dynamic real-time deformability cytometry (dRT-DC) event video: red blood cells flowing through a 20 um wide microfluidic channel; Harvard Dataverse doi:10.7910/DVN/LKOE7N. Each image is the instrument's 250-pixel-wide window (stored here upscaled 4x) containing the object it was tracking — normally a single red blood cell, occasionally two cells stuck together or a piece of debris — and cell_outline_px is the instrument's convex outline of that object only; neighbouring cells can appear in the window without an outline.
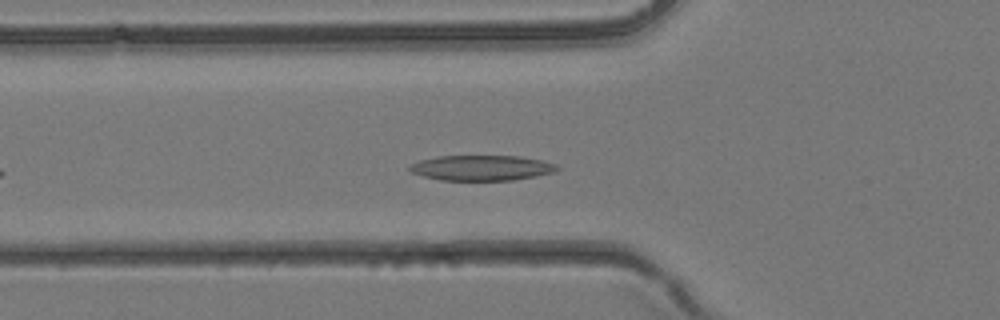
{"species": "common noctule bat (a hibernating species)", "species_latin": "Nyctalus noctula", "temperature_condition": "room temperature", "stored_images_in_passage": 29, "camera_frame_rate_fps": 3000, "um_per_image_px": 0.085, "animal": {"sex": "female", "body_mass_g": 24.6, "forearm_length_mm": 56.2}, "frame": {"image": 1, "passage_image": 6, "time_ms": 1.667, "image_size_px": [1000, 320], "cell_outline_px": [[560, 168], [552, 172], [536, 176], [512, 180], [440, 180], [424, 176], [412, 172], [408, 168], [412, 164], [420, 160], [436, 156], [520, 156], [544, 160], [556, 164]], "centroid_in_image_um": [40.96, 14.26], "position_along_channel_um": 84.8, "area_um2": 21.68}}
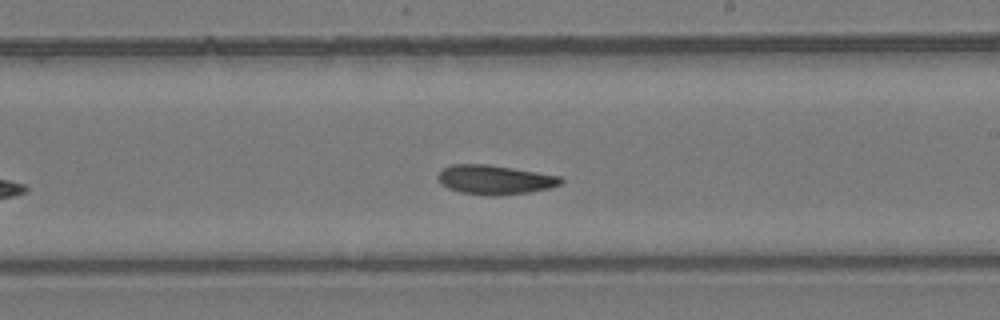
{"frame": {"image": 2, "passage_image": 15, "time_ms": 4.667, "image_size_px": [1000, 320], "cell_outline_px": [[564, 180], [560, 184], [548, 188], [528, 192], [496, 196], [492, 196], [460, 192], [448, 188], [436, 176], [444, 168], [452, 164], [488, 164], [560, 176]], "centroid_in_image_um": [42.06, 15.27], "position_along_channel_um": 246.9, "area_um2": 20.69}}
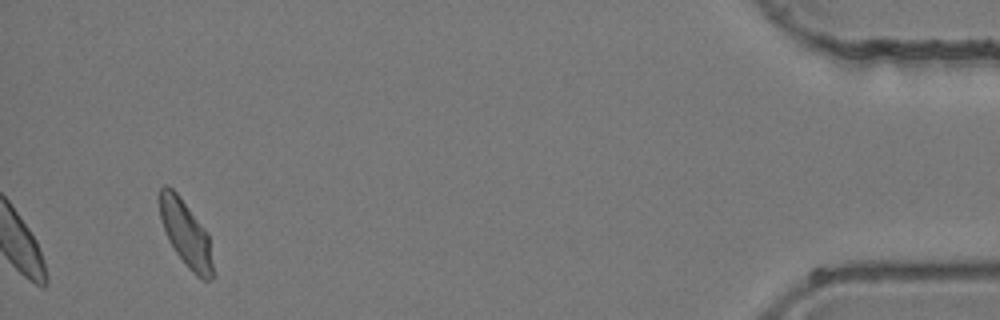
{"frame": {"image": 3, "passage_image": 29, "time_ms": 9.333, "image_size_px": [1000, 320], "cell_outline_px": [[216, 276], [208, 280], [204, 280], [196, 276], [188, 268], [176, 252], [168, 240], [160, 216], [160, 188], [164, 184], [168, 184], [176, 192], [204, 228], [208, 236]], "centroid_in_image_um": [15.82, 19.91], "position_along_channel_um": 419.4, "area_um2": 20.35}}